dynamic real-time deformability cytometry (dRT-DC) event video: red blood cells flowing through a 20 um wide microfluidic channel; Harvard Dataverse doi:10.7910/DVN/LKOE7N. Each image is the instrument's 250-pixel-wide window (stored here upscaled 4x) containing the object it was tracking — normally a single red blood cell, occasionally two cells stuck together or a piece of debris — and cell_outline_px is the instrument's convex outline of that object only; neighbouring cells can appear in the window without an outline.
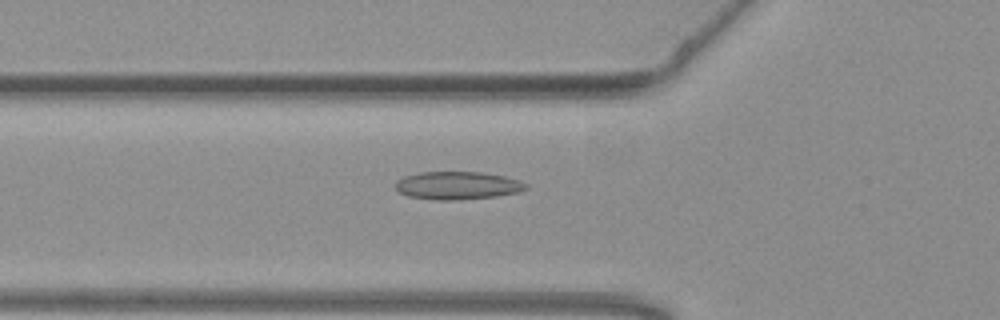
{"species": "common noctule bat (a hibernating species)", "species_latin": "Nyctalus noctula", "temperature_condition": "warm", "stored_images_in_passage": 34, "camera_frame_rate_fps": 3000, "um_per_image_px": 0.085, "animal": {"sex": "female", "body_mass_g": 19.3, "forearm_length_mm": 54.1}, "frame": {"image": 1, "passage_image": 7, "time_ms": 2.0, "image_size_px": [1000, 320], "cell_outline_px": [[528, 188], [520, 192], [496, 196], [456, 200], [440, 200], [408, 196], [400, 192], [396, 188], [396, 180], [404, 176], [420, 172], [484, 172], [504, 176], [520, 180], [528, 184]], "centroid_in_image_um": [38.93, 15.76], "position_along_channel_um": 86.9, "area_um2": 21.27}}
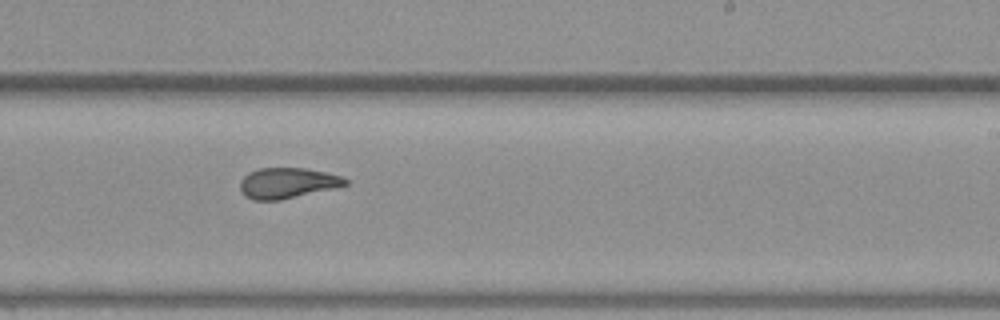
{"frame": {"image": 2, "passage_image": 21, "time_ms": 6.667, "image_size_px": [1000, 320], "cell_outline_px": [[348, 184], [336, 188], [280, 200], [252, 200], [244, 196], [240, 188], [240, 180], [248, 172], [260, 168], [304, 168], [324, 172], [340, 176], [348, 180]], "centroid_in_image_um": [24.4, 15.56], "position_along_channel_um": 264.6, "area_um2": 18.79}}
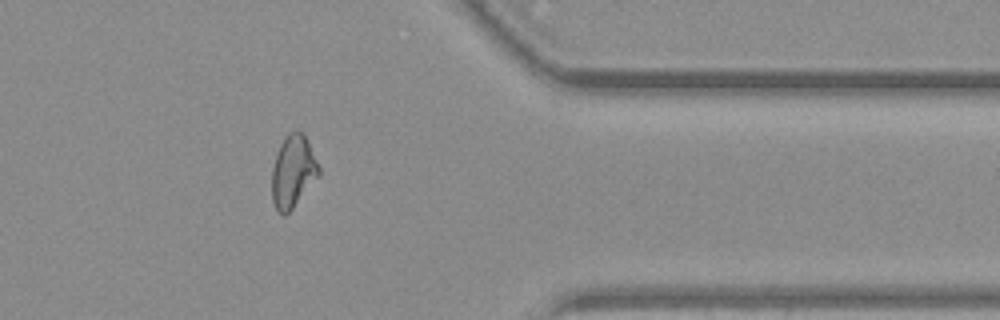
{"frame": {"image": 3, "passage_image": 32, "time_ms": 10.333, "image_size_px": [1000, 320], "cell_outline_px": [[320, 176], [292, 208], [284, 216], [276, 208], [272, 200], [272, 168], [280, 144], [288, 132], [304, 132], [320, 168]], "centroid_in_image_um": [24.92, 14.57], "position_along_channel_um": 386.5, "area_um2": 19.65}, "authors_computed_cell_mechanics": {"area_um2": 19.4786, "velocity_mm_per_s": 3.7926, "shape_relaxation_time_tau1_ms": null, "shape_relaxation_time_tau2_ms": 2.1884, "deformation_change_tau1": null, "deformation_change_tau2": 0.0977}}